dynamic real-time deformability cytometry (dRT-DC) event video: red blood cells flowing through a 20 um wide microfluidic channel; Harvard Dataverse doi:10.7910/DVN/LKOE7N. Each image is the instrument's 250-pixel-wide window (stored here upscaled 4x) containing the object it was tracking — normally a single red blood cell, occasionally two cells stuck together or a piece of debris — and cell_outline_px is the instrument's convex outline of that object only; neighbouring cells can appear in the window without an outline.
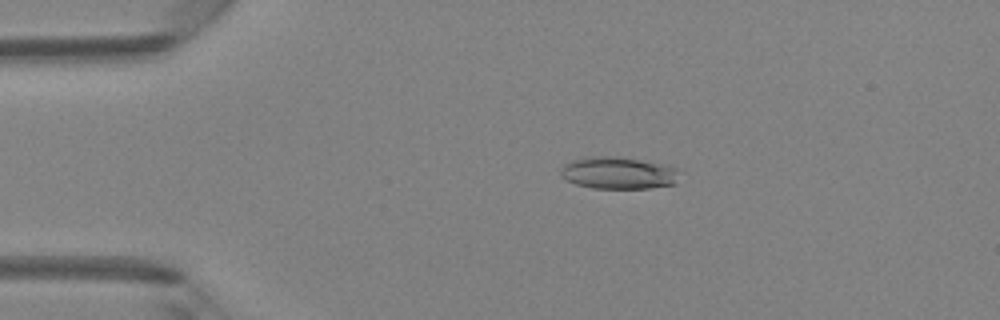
{"species": "Egyptian fruit bat (a non-hibernating species)", "species_latin": "Rousettus aegyptiacus", "temperature_condition": "room temperature", "stored_images_in_passage": 48, "camera_frame_rate_fps": 3000, "um_per_image_px": 0.085, "animal": {"sex": "female"}, "frame": {"image": 1, "passage_image": 10, "time_ms": 3.0, "image_size_px": [1000, 320], "cell_outline_px": [[684, 172], [676, 184], [648, 188], [592, 188], [576, 184], [560, 176], [560, 168], [564, 164], [572, 160], [596, 156], [616, 156], [640, 160], [660, 164], [676, 168]], "centroid_in_image_um": [52.6, 14.71], "position_along_channel_um": 32.4, "area_um2": 22.37}}
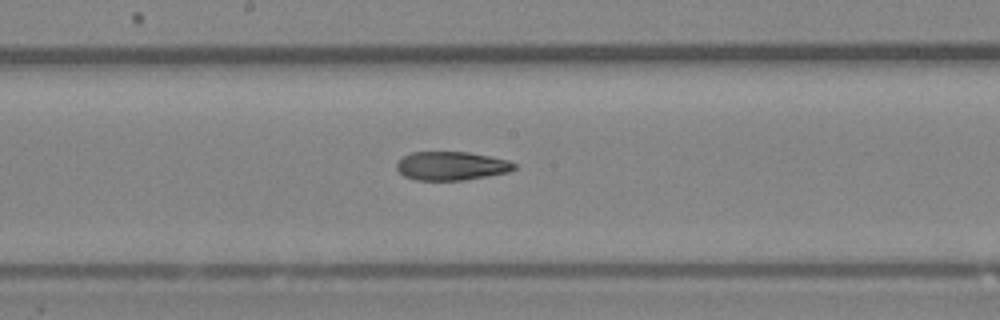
{"frame": {"image": 2, "passage_image": 26, "time_ms": 8.333, "image_size_px": [1000, 320], "cell_outline_px": [[516, 168], [508, 172], [464, 180], [416, 180], [404, 176], [396, 168], [396, 164], [404, 156], [412, 152], [468, 152], [508, 160], [516, 164]], "centroid_in_image_um": [38.36, 14.1], "position_along_channel_um": 209.8, "area_um2": 19.48}}
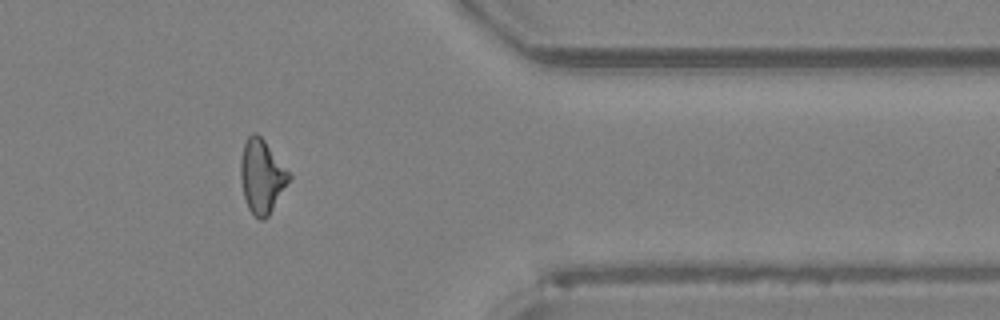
{"frame": {"image": 3, "passage_image": 40, "time_ms": 13.0, "image_size_px": [1000, 320], "cell_outline_px": [[292, 176], [268, 216], [264, 220], [260, 220], [248, 208], [244, 196], [240, 180], [240, 160], [244, 144], [248, 136], [252, 132], [256, 132], [264, 140], [292, 172]], "centroid_in_image_um": [22.27, 14.95], "position_along_channel_um": 389.1, "area_um2": 20.92}, "authors_computed_cell_mechanics": {"area_um2": 21.097, "velocity_mm_per_s": 4.2103, "shape_relaxation_time_tau1_ms": null, "shape_relaxation_time_tau2_ms": 4.7973, "deformation_change_tau1": null, "deformation_change_tau2": 0.1525}}